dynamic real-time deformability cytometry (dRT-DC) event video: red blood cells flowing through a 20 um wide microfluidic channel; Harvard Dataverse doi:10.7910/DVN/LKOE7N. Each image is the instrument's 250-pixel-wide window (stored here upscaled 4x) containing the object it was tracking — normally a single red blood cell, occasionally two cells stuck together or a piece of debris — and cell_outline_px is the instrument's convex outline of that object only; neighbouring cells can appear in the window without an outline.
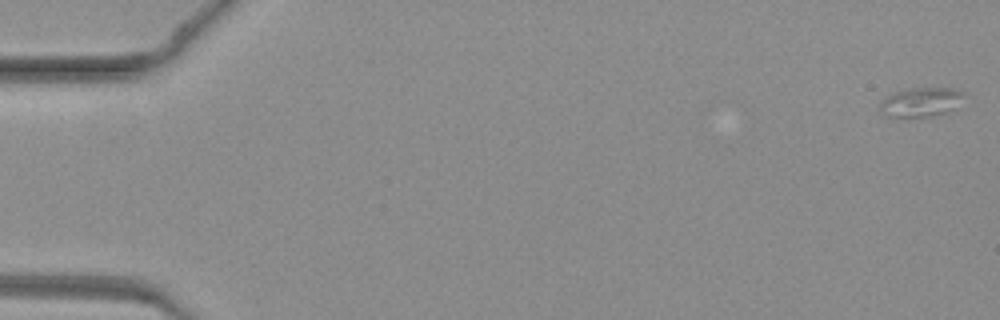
{"species": "common noctule bat (a hibernating species)", "species_latin": "Nyctalus noctula", "temperature_condition": "warm", "stored_images_in_passage": 13, "camera_frame_rate_fps": 3000, "um_per_image_px": 0.085, "animal": {"sex": "female", "body_mass_g": 19.3, "forearm_length_mm": 54.1}, "frame": {"image": 1, "passage_image": 1, "time_ms": 0.0, "image_size_px": [1000, 320], "cell_outline_px": [[964, 96], [948, 112], [932, 116], [888, 116], [880, 112], [880, 104], [892, 92], [912, 88], [952, 88], [964, 92]], "centroid_in_image_um": [78.26, 8.66], "position_along_channel_um": 6.7, "area_um2": 13.93}}